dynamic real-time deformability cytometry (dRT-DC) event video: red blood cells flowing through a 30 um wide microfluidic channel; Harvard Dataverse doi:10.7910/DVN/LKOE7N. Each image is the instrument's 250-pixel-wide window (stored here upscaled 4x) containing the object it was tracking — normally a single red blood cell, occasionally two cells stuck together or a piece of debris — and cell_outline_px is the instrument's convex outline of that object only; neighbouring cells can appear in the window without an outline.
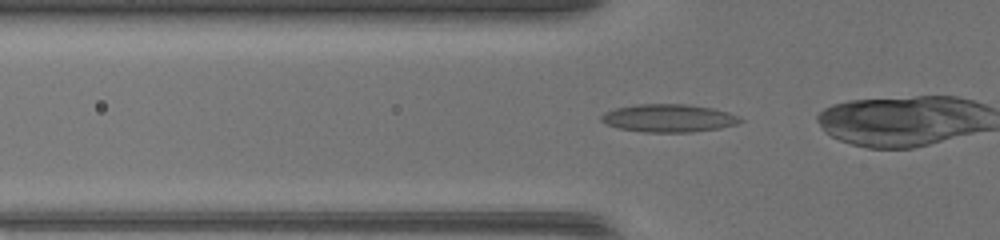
{"species": "common noctule bat (a hibernating species)", "species_latin": "Nyctalus noctula", "temperature_condition": "warm", "stored_images_in_passage": 24, "camera_frame_rate_fps": 3000, "um_per_image_px": 0.085, "animal": {"sex": "female", "body_mass_g": 17.0, "forearm_length_mm": 48.0}, "frame": {"image": 1, "passage_image": 2, "time_ms": 0.333, "image_size_px": [1000, 240], "cell_outline_px": [[744, 120], [736, 124], [720, 128], [692, 132], [644, 132], [616, 128], [600, 120], [600, 116], [604, 112], [616, 108], [636, 104], [688, 104], [712, 108], [728, 112], [740, 116]], "centroid_in_image_um": [56.84, 10.04], "position_along_channel_um": 69.0, "area_um2": 22.72}}
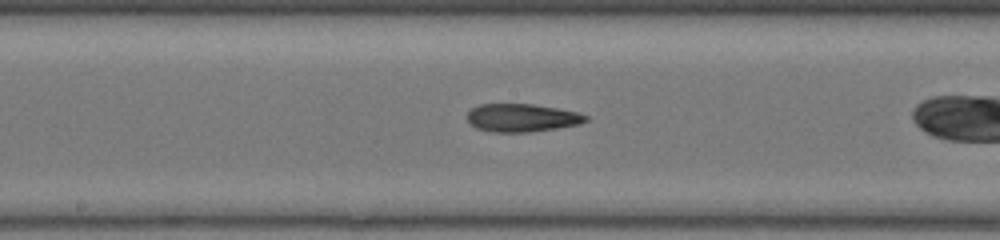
{"frame": {"image": 2, "passage_image": 11, "time_ms": 3.333, "image_size_px": [1000, 240], "cell_outline_px": [[588, 120], [580, 124], [532, 132], [492, 132], [476, 128], [468, 120], [468, 112], [472, 108], [480, 104], [532, 104], [580, 112], [588, 116]], "centroid_in_image_um": [44.39, 10.01], "position_along_channel_um": 203.8, "area_um2": 19.36}}
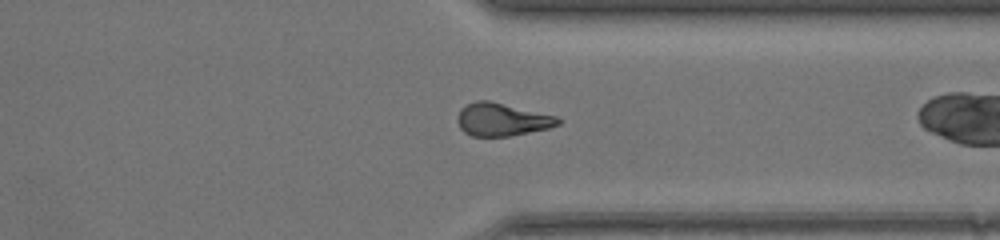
{"frame": {"image": 3, "passage_image": 22, "time_ms": 7.0, "image_size_px": [1000, 240], "cell_outline_px": [[564, 120], [560, 124], [548, 128], [508, 136], [472, 136], [464, 132], [460, 128], [456, 120], [460, 108], [476, 100], [488, 100], [556, 116]], "centroid_in_image_um": [42.65, 10.16], "position_along_channel_um": 368.8, "area_um2": 19.19}}